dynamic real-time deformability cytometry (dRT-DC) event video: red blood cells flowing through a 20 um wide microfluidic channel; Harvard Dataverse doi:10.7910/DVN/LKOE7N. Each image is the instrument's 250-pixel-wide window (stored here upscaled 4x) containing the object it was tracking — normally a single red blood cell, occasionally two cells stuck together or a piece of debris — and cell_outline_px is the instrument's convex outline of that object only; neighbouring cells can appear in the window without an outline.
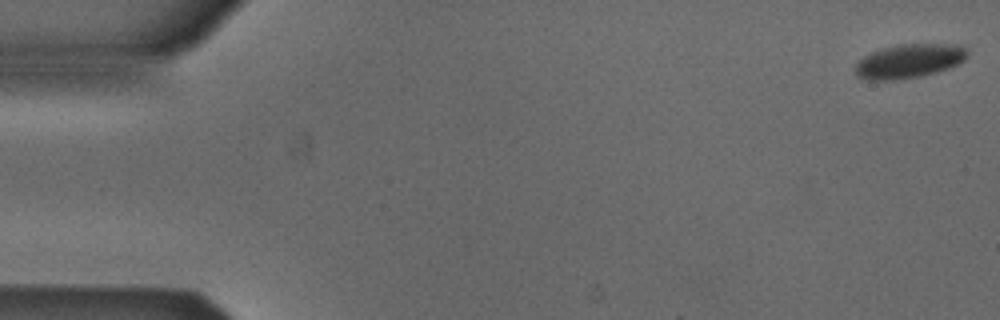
{"species": "Egyptian fruit bat (a non-hibernating species)", "species_latin": "Rousettus aegyptiacus", "temperature_condition": "cold", "stored_images_in_passage": 17, "camera_frame_rate_fps": 3000, "um_per_image_px": 0.085, "animal": {"sex": "male"}, "frame": {"image": 1, "passage_image": 1, "time_ms": 0.0, "image_size_px": [1000, 320], "cell_outline_px": [[968, 56], [964, 60], [948, 68], [936, 72], [920, 76], [896, 80], [864, 80], [856, 76], [856, 64], [864, 56], [872, 52], [896, 44], [956, 44], [964, 48], [968, 52]], "centroid_in_image_um": [77.26, 5.19], "position_along_channel_um": 7.7, "area_um2": 22.14}}
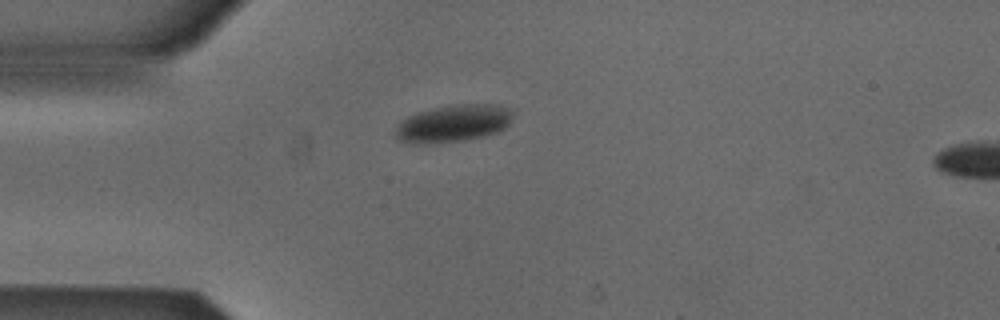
{"frame": {"image": 2, "passage_image": 14, "time_ms": 4.333, "image_size_px": [1000, 320], "cell_outline_px": [[512, 116], [508, 124], [504, 128], [496, 132], [464, 140], [396, 140], [392, 132], [396, 124], [408, 116], [416, 112], [448, 104], [500, 104], [512, 108]], "centroid_in_image_um": [38.56, 10.4], "position_along_channel_um": 46.4, "area_um2": 24.85}}